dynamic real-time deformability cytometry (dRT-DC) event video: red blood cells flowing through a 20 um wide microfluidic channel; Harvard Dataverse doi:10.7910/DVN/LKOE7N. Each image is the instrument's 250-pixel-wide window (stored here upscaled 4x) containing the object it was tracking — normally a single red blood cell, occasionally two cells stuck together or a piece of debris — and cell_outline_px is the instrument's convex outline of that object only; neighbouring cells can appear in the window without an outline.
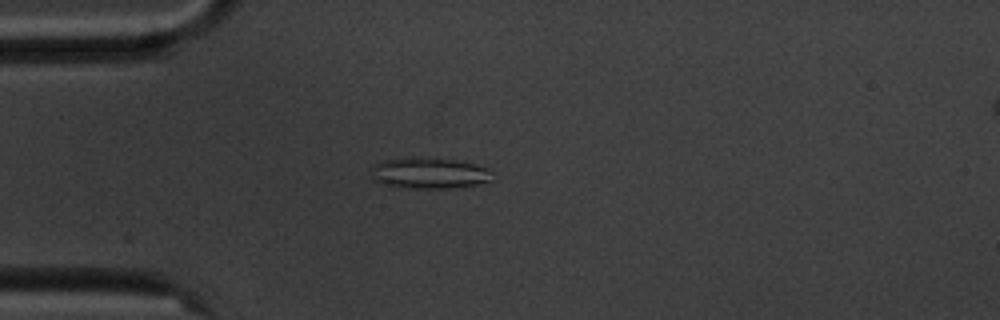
{"species": "common noctule bat (a hibernating species)", "species_latin": "Nyctalus noctula", "temperature_condition": "cold", "stored_images_in_passage": 56, "camera_frame_rate_fps": 3000, "um_per_image_px": 0.085, "animal": {"sex": "male", "body_mass_g": 20.1, "forearm_length_mm": 53.5}, "frame": {"image": 1, "passage_image": 15, "time_ms": 4.667, "image_size_px": [1000, 320], "cell_outline_px": [[492, 180], [476, 184], [448, 188], [400, 188], [384, 184], [372, 180], [372, 168], [376, 164], [388, 160], [416, 156], [456, 160], [488, 168], [492, 172]], "centroid_in_image_um": [36.47, 14.72], "position_along_channel_um": 48.5, "area_um2": 21.85}}
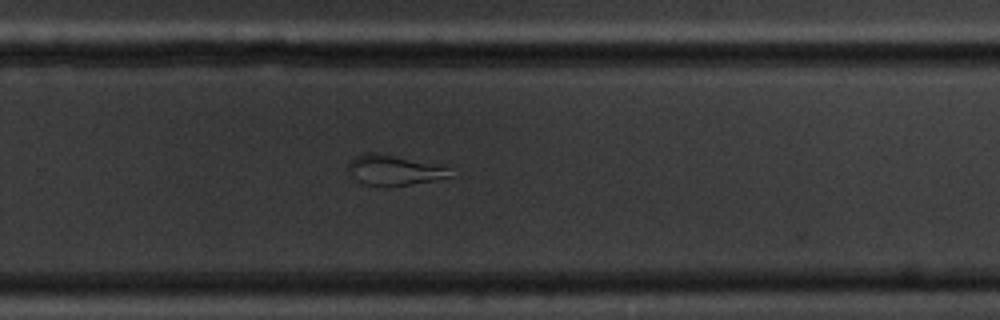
{"frame": {"image": 2, "passage_image": 37, "time_ms": 12.0, "image_size_px": [1000, 320], "cell_outline_px": [[456, 176], [436, 180], [388, 188], [384, 188], [364, 184], [356, 180], [348, 164], [356, 156], [364, 152], [372, 152], [392, 156], [448, 168]], "centroid_in_image_um": [33.5, 14.52], "position_along_channel_um": 296.3, "area_um2": 17.63}}
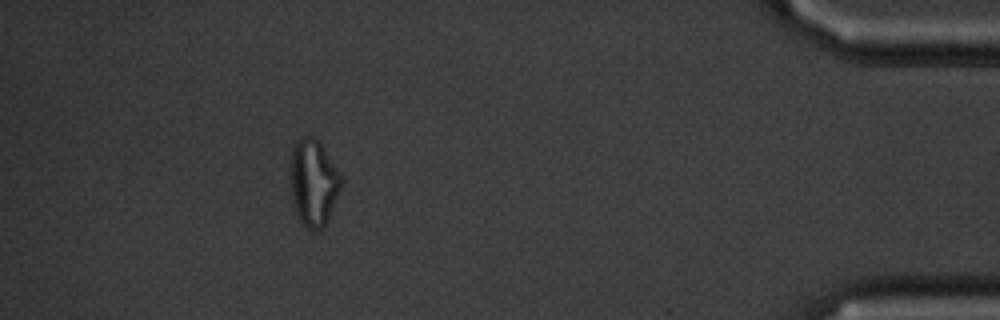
{"frame": {"image": 3, "passage_image": 51, "time_ms": 16.667, "image_size_px": [1000, 320], "cell_outline_px": [[344, 180], [328, 220], [316, 232], [312, 232], [300, 220], [296, 212], [292, 200], [288, 172], [292, 152], [300, 136], [312, 136], [320, 144], [340, 172]], "centroid_in_image_um": [26.63, 15.53], "position_along_channel_um": 408.6, "area_um2": 25.78}, "authors_computed_cell_mechanics": {"area_um2": 22.9755, "velocity_mm_per_s": 3.5591, "shape_relaxation_time_tau1_ms": null, "shape_relaxation_time_tau2_ms": 2.1229, "deformation_change_tau1": null, "deformation_change_tau2": 0.0821}}